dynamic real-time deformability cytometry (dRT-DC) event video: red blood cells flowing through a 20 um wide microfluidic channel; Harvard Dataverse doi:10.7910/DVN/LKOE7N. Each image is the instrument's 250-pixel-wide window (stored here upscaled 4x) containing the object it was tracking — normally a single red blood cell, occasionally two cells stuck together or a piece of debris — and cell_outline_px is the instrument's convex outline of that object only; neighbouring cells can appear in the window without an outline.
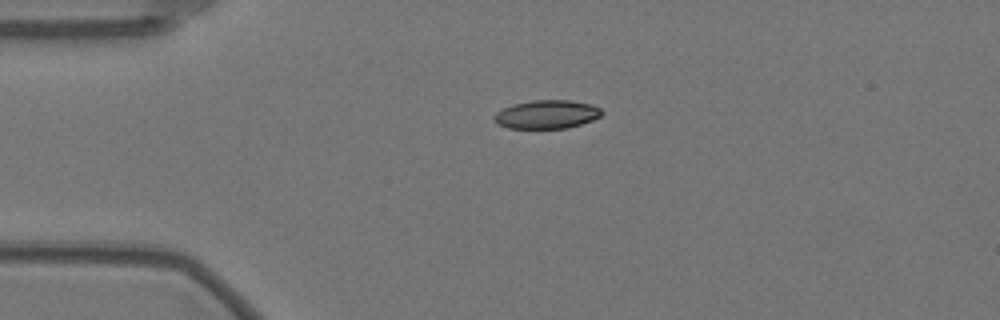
{"species": "Egyptian fruit bat (a non-hibernating species)", "species_latin": "Rousettus aegyptiacus", "temperature_condition": "warm", "stored_images_in_passage": 45, "camera_frame_rate_fps": 3000, "um_per_image_px": 0.085, "animal": {"sex": "female"}, "frame": {"image": 1, "passage_image": 1, "time_ms": 0.0, "image_size_px": [1000, 320], "cell_outline_px": [[604, 112], [600, 116], [592, 120], [568, 128], [508, 128], [496, 124], [492, 120], [492, 116], [496, 112], [512, 104], [536, 100], [568, 100], [592, 104], [600, 108]], "centroid_in_image_um": [46.45, 9.72], "position_along_channel_um": 38.6, "area_um2": 17.98}}
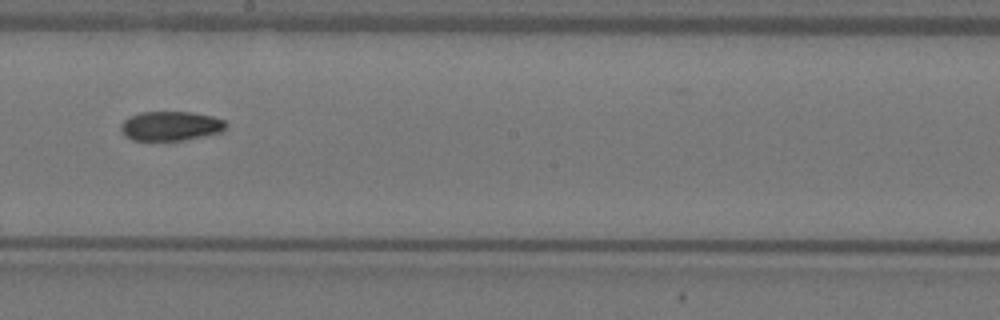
{"frame": {"image": 2, "passage_image": 20, "time_ms": 6.333, "image_size_px": [1000, 320], "cell_outline_px": [[228, 124], [220, 132], [184, 140], [132, 140], [124, 136], [120, 128], [120, 124], [124, 120], [140, 112], [188, 112], [212, 116], [224, 120]], "centroid_in_image_um": [14.48, 10.71], "position_along_channel_um": 233.7, "area_um2": 17.86}}
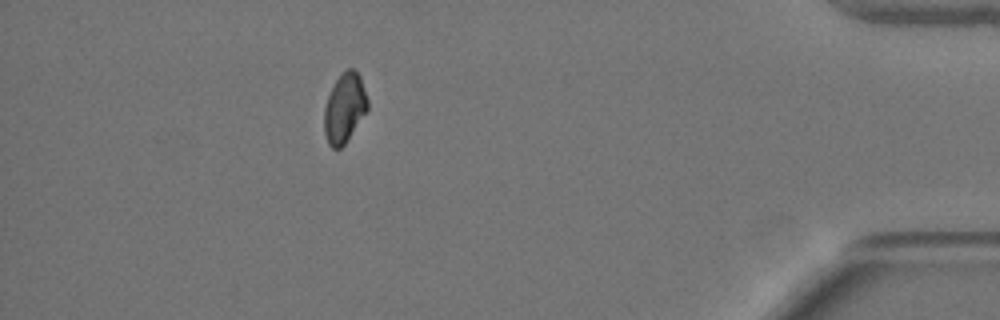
{"frame": {"image": 3, "passage_image": 39, "time_ms": 12.667, "image_size_px": [1000, 320], "cell_outline_px": [[368, 108], [344, 144], [340, 148], [332, 148], [328, 144], [324, 132], [324, 108], [328, 96], [340, 72], [348, 68], [352, 68], [360, 76], [368, 100]], "centroid_in_image_um": [29.27, 9.16], "position_along_channel_um": 405.9, "area_um2": 17.34}}